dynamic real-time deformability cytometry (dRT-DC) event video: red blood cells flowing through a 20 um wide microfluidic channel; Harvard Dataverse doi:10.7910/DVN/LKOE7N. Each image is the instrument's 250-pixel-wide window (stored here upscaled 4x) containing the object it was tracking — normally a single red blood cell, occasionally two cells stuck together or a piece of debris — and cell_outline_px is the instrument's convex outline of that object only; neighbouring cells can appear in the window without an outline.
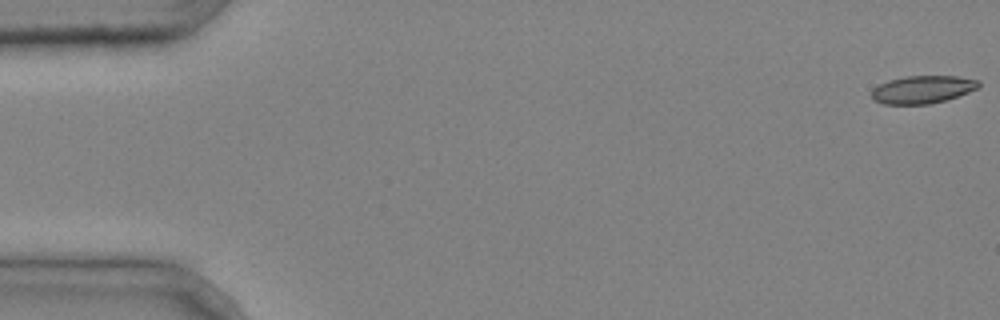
{"species": "common noctule bat (a hibernating species)", "species_latin": "Nyctalus noctula", "temperature_condition": "cold", "stored_images_in_passage": 5, "camera_frame_rate_fps": 3000, "um_per_image_px": 0.085, "animal": {"sex": "male", "body_mass_g": 20.4}, "frame": {"image": 1, "passage_image": 1, "time_ms": 0.0, "image_size_px": [1000, 320], "cell_outline_px": [[980, 84], [976, 88], [968, 92], [944, 100], [928, 104], [884, 104], [872, 100], [872, 88], [888, 80], [908, 76], [956, 76], [980, 80]], "centroid_in_image_um": [78.38, 7.6], "position_along_channel_um": 6.6, "area_um2": 17.17}}
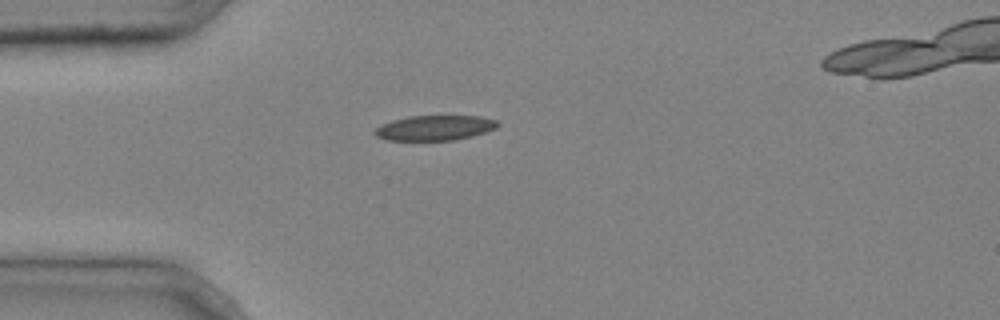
{"frame": {"image": 2, "passage_image": 4, "time_ms": 1.0, "image_size_px": [1000, 320], "cell_outline_px": [[500, 124], [496, 128], [472, 136], [456, 140], [384, 140], [376, 136], [372, 132], [380, 124], [392, 120], [408, 116], [480, 116], [496, 120]], "centroid_in_image_um": [36.92, 10.87], "position_along_channel_um": 48.1, "area_um2": 18.03}}